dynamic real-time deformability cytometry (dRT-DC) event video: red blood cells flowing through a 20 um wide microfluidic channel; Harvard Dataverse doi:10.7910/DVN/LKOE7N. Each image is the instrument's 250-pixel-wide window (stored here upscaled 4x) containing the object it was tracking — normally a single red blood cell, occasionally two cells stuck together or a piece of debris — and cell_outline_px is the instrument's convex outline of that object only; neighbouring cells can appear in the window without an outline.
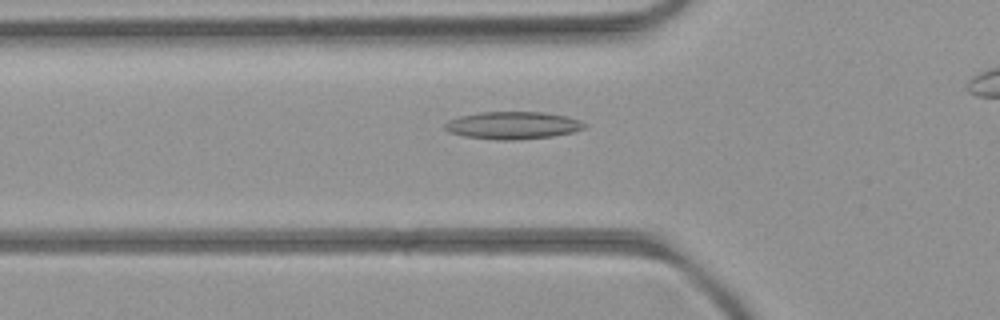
{"species": "common noctule bat (a hibernating species)", "species_latin": "Nyctalus noctula", "temperature_condition": "room temperature", "stored_images_in_passage": 43, "camera_frame_rate_fps": 3000, "um_per_image_px": 0.085, "animal": {"sex": "female", "body_mass_g": 21.9}, "frame": {"image": 1, "passage_image": 18, "time_ms": 5.667, "image_size_px": [1000, 320], "cell_outline_px": [[588, 124], [584, 128], [572, 132], [552, 136], [516, 140], [496, 140], [464, 136], [448, 132], [444, 128], [444, 124], [448, 120], [460, 116], [480, 112], [544, 112], [568, 116], [580, 120]], "centroid_in_image_um": [43.59, 10.65], "position_along_channel_um": 82.2, "area_um2": 22.48}}
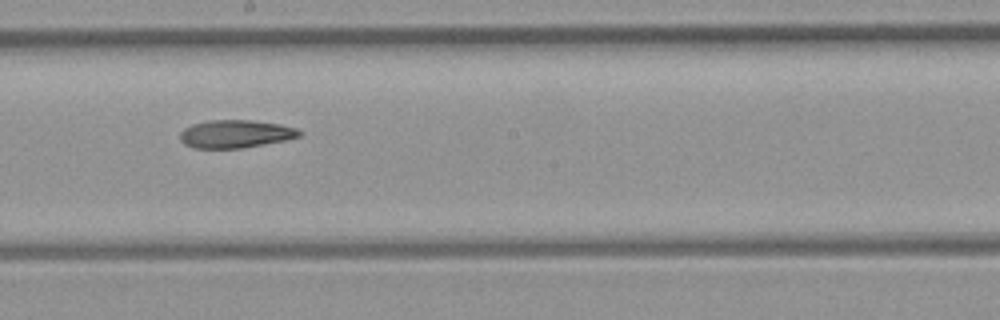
{"frame": {"image": 2, "passage_image": 29, "time_ms": 9.333, "image_size_px": [1000, 320], "cell_outline_px": [[300, 136], [284, 140], [240, 148], [192, 148], [184, 144], [180, 140], [180, 132], [184, 128], [192, 124], [208, 120], [252, 120], [280, 124], [296, 128], [300, 132]], "centroid_in_image_um": [19.96, 11.37], "position_along_channel_um": 228.2, "area_um2": 19.31}}
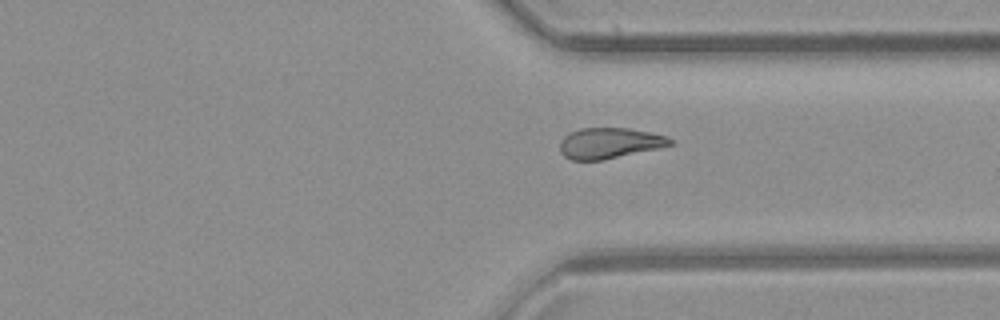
{"frame": {"image": 3, "passage_image": 39, "time_ms": 12.667, "image_size_px": [1000, 320], "cell_outline_px": [[672, 144], [660, 148], [604, 160], [572, 160], [564, 156], [560, 152], [560, 140], [564, 136], [580, 128], [628, 128], [668, 136], [672, 140]], "centroid_in_image_um": [51.8, 12.17], "position_along_channel_um": 359.6, "area_um2": 19.77}}